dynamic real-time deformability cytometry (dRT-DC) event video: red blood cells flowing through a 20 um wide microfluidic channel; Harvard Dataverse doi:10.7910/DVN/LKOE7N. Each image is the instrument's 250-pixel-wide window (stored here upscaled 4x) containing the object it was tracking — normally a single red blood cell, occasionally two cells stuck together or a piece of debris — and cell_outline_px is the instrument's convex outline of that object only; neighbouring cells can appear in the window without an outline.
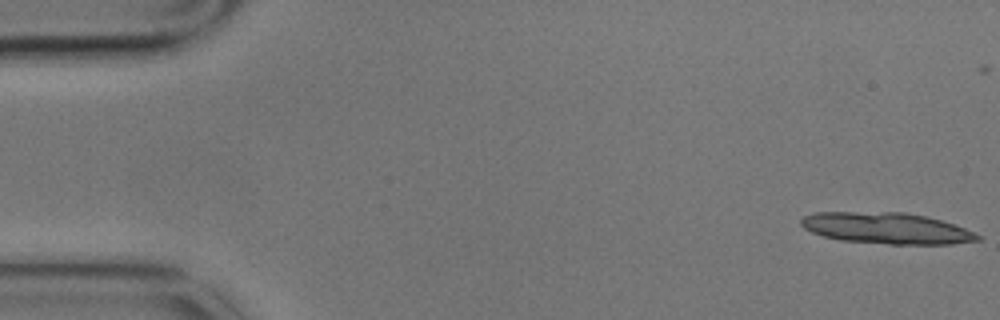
{"species": "common noctule bat (a hibernating species)", "species_latin": "Nyctalus noctula", "temperature_condition": "cold", "stored_images_in_passage": 6, "segment_of_instrument_passage": [2, 2], "camera_frame_rate_fps": 3000, "um_per_image_px": 0.085, "animal": {"sex": "male", "body_mass_g": 17.9}, "frame": {"image": 1, "passage_image": 6, "time_ms": 1.667, "image_size_px": [1000, 320], "cell_outline_px": [[980, 240], [952, 244], [888, 244], [840, 240], [824, 236], [812, 232], [804, 228], [800, 224], [800, 220], [804, 216], [816, 212], [904, 212], [924, 216], [940, 220], [964, 228], [980, 236]], "centroid_in_image_um": [75.32, 19.4], "position_along_channel_um": 9.7, "area_um2": 31.91}}